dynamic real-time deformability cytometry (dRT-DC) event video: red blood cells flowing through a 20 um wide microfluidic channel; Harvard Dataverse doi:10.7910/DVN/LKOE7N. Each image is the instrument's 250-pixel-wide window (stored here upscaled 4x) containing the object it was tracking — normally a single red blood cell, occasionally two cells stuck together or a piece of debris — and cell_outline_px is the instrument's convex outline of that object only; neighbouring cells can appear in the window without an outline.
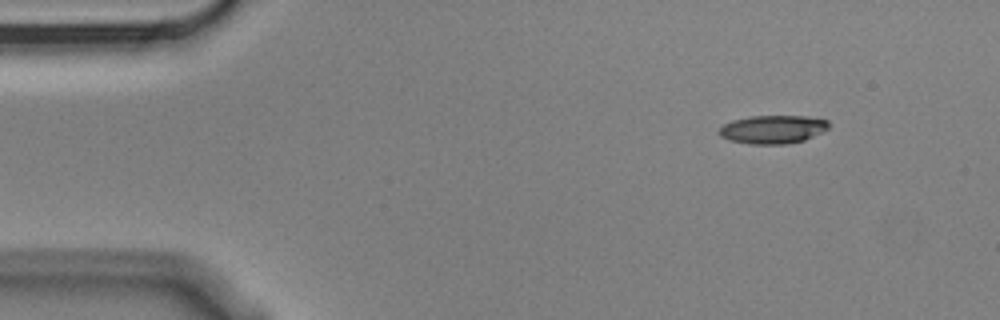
{"species": "Egyptian fruit bat (a non-hibernating species)", "species_latin": "Rousettus aegyptiacus", "temperature_condition": "cold", "stored_images_in_passage": 9, "camera_frame_rate_fps": 3000, "um_per_image_px": 0.085, "animal": {"sex": "male"}, "frame": {"image": 1, "passage_image": 1, "time_ms": 0.0, "image_size_px": [1000, 320], "cell_outline_px": [[828, 128], [804, 140], [788, 144], [748, 144], [728, 140], [720, 136], [716, 132], [724, 124], [732, 120], [752, 116], [808, 116], [828, 120]], "centroid_in_image_um": [65.64, 11.0], "position_along_channel_um": 19.4, "area_um2": 18.15}}
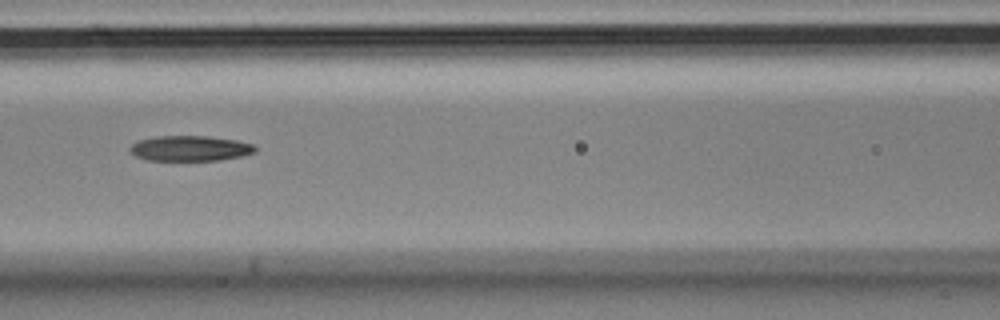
{"frame": {"image": 2, "passage_image": 6, "time_ms": 1.667, "image_size_px": [1000, 320], "cell_outline_px": [[256, 152], [240, 156], [220, 160], [148, 160], [136, 156], [128, 148], [132, 144], [140, 140], [156, 136], [208, 136], [236, 140], [252, 144], [256, 148]], "centroid_in_image_um": [16.16, 12.61], "position_along_channel_um": 150.4, "area_um2": 18.32}}
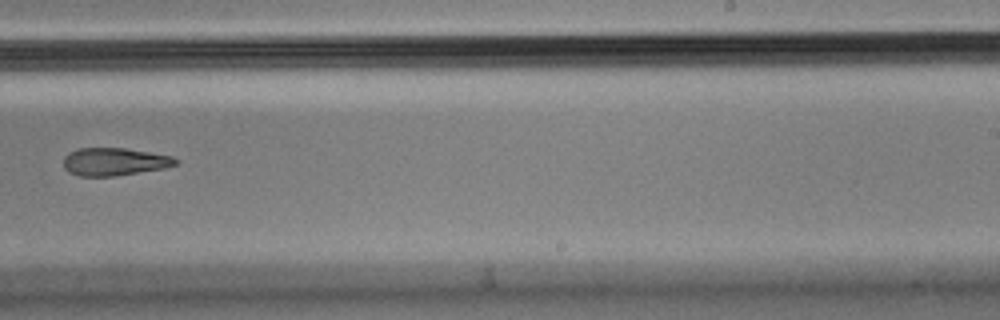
{"frame": {"image": 3, "passage_image": 9, "time_ms": 2.667, "image_size_px": [1000, 320], "cell_outline_px": [[180, 160], [176, 164], [164, 168], [116, 176], [80, 176], [68, 172], [64, 168], [64, 156], [68, 152], [76, 148], [124, 148], [172, 156]], "centroid_in_image_um": [9.69, 13.74], "position_along_channel_um": 279.3, "area_um2": 18.21}}